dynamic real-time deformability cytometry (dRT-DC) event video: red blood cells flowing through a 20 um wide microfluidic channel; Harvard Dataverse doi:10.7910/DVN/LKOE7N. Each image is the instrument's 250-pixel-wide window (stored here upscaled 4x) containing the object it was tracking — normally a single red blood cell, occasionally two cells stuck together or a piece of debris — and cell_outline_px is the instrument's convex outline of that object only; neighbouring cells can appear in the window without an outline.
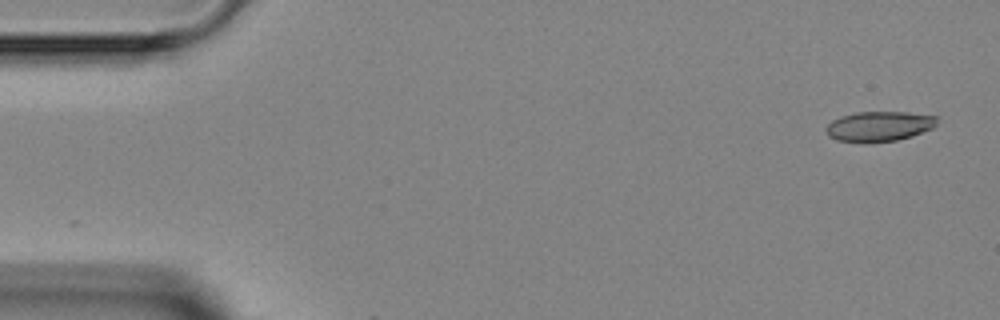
{"species": "Egyptian fruit bat (a non-hibernating species)", "species_latin": "Rousettus aegyptiacus", "temperature_condition": "room temperature", "stored_images_in_passage": 2, "camera_frame_rate_fps": 3000, "um_per_image_px": 0.085, "animal": {"sex": "female"}, "frame": {"image": 1, "passage_image": 1, "time_ms": 0.0, "image_size_px": [1000, 320], "cell_outline_px": [[940, 116], [936, 124], [932, 128], [912, 136], [896, 140], [872, 144], [864, 144], [836, 140], [828, 136], [824, 128], [832, 120], [840, 116], [856, 112], [908, 112]], "centroid_in_image_um": [74.7, 10.75], "position_along_channel_um": 10.3, "area_um2": 20.0}}